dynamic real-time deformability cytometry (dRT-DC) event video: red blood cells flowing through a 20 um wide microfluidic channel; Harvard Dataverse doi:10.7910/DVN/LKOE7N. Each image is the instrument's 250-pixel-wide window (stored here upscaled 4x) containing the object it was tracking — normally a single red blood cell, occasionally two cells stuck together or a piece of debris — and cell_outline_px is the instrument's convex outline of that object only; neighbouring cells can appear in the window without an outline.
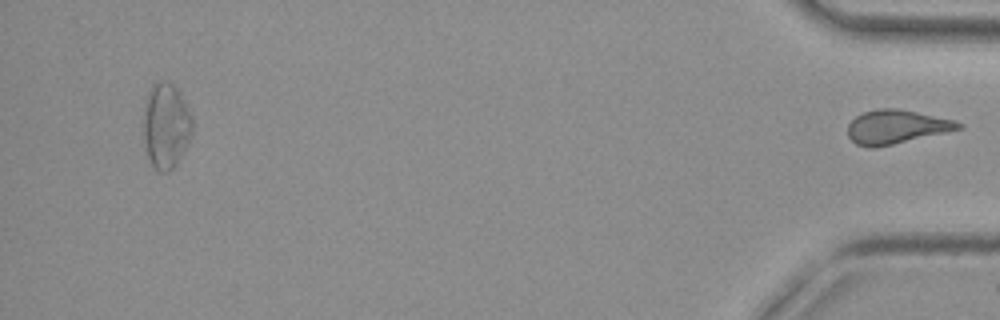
{"species": "common noctule bat (a hibernating species)", "species_latin": "Nyctalus noctula", "temperature_condition": "cold", "stored_images_in_passage": 51, "segment_of_instrument_passage": [2, 2], "camera_frame_rate_fps": 3000, "um_per_image_px": 0.085, "animal": {"sex": "female", "body_mass_g": 29.2, "forearm_length_mm": 56.3}, "frame": {"image": 1, "passage_image": 51, "time_ms": 16.667, "image_size_px": [1000, 320], "cell_outline_px": [[964, 128], [892, 144], [856, 144], [848, 136], [848, 124], [856, 116], [864, 112], [876, 108], [896, 108], [956, 120], [964, 124]], "centroid_in_image_um": [76.25, 10.73], "position_along_channel_um": 359.0, "area_um2": 21.15}}